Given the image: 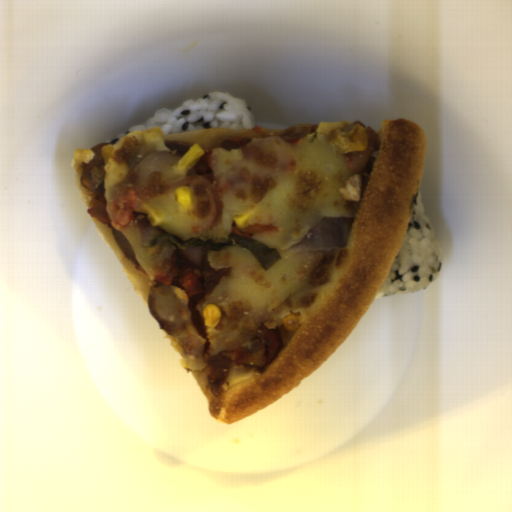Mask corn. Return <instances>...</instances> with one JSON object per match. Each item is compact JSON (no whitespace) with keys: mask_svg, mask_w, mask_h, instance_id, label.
Returning <instances> with one entry per match:
<instances>
[{"mask_svg":"<svg viewBox=\"0 0 512 512\" xmlns=\"http://www.w3.org/2000/svg\"><path fill=\"white\" fill-rule=\"evenodd\" d=\"M174 193L177 196L178 204L182 206L184 212H188L189 210H191L193 201L190 188L185 185H182L180 187H177L174 190Z\"/></svg>","mask_w":512,"mask_h":512,"instance_id":"4","label":"corn"},{"mask_svg":"<svg viewBox=\"0 0 512 512\" xmlns=\"http://www.w3.org/2000/svg\"><path fill=\"white\" fill-rule=\"evenodd\" d=\"M204 318V325L209 327H215L221 319V309L215 304H210L204 307L202 312Z\"/></svg>","mask_w":512,"mask_h":512,"instance_id":"3","label":"corn"},{"mask_svg":"<svg viewBox=\"0 0 512 512\" xmlns=\"http://www.w3.org/2000/svg\"><path fill=\"white\" fill-rule=\"evenodd\" d=\"M368 142L367 134L359 125H352L345 131H339L332 142L333 146L340 153L360 152L366 149Z\"/></svg>","mask_w":512,"mask_h":512,"instance_id":"1","label":"corn"},{"mask_svg":"<svg viewBox=\"0 0 512 512\" xmlns=\"http://www.w3.org/2000/svg\"><path fill=\"white\" fill-rule=\"evenodd\" d=\"M143 211L147 213L148 219L153 226L162 224L163 216L159 215L154 208L148 203L142 206Z\"/></svg>","mask_w":512,"mask_h":512,"instance_id":"5","label":"corn"},{"mask_svg":"<svg viewBox=\"0 0 512 512\" xmlns=\"http://www.w3.org/2000/svg\"><path fill=\"white\" fill-rule=\"evenodd\" d=\"M205 150L199 144H193L186 153L178 160L177 170L186 172L190 170L204 155Z\"/></svg>","mask_w":512,"mask_h":512,"instance_id":"2","label":"corn"},{"mask_svg":"<svg viewBox=\"0 0 512 512\" xmlns=\"http://www.w3.org/2000/svg\"><path fill=\"white\" fill-rule=\"evenodd\" d=\"M249 219H250V214L242 213V214L233 216L232 221L236 223L238 229H242L243 230L245 228H248V226H249Z\"/></svg>","mask_w":512,"mask_h":512,"instance_id":"6","label":"corn"}]
</instances>
